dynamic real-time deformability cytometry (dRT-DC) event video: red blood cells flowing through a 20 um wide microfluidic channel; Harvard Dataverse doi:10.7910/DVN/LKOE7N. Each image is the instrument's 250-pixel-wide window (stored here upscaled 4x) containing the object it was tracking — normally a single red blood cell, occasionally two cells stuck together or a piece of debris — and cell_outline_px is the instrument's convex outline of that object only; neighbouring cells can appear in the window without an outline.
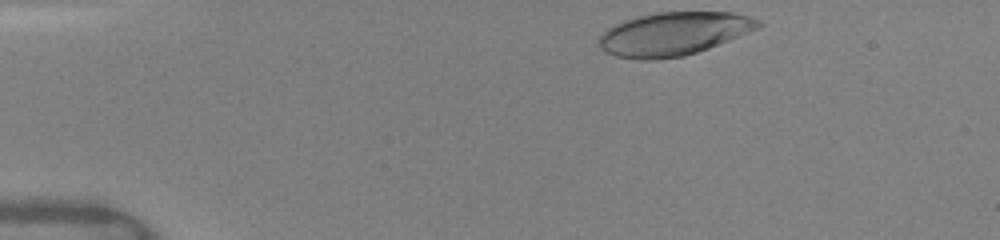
{"species": "human", "species_latin": "Homo sapiens", "temperature_condition": "warm", "stored_images_in_passage": 35, "camera_frame_rate_fps": 3000, "um_per_image_px": 0.085, "donor": {"sex": "female"}, "frame": {"image": 1, "passage_image": 1, "time_ms": 0.0, "image_size_px": [1000, 240], "cell_outline_px": [[764, 24], [760, 28], [708, 48], [684, 56], [652, 60], [640, 60], [616, 56], [604, 52], [596, 44], [596, 40], [608, 28], [624, 20], [640, 16], [660, 12], [732, 12], [748, 16], [760, 20]], "centroid_in_image_um": [57.24, 2.88], "position_along_channel_um": 27.8, "area_um2": 40.29}}
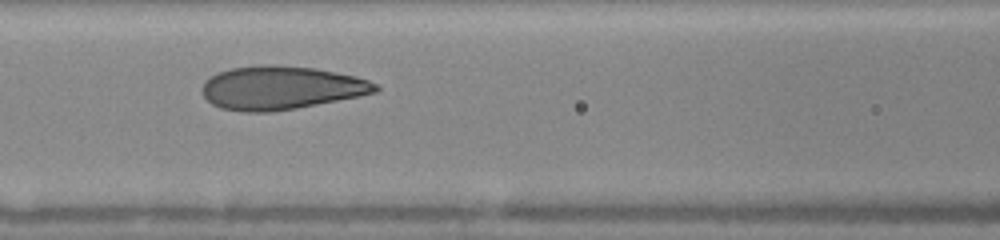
{"frame": {"image": 2, "passage_image": 15, "time_ms": 4.667, "image_size_px": [1000, 240], "cell_outline_px": [[380, 88], [376, 92], [360, 96], [296, 108], [268, 112], [244, 112], [220, 108], [212, 104], [204, 96], [200, 88], [204, 80], [220, 72], [232, 68], [268, 64], [272, 64], [316, 68], [356, 76], [368, 80], [376, 84]], "centroid_in_image_um": [23.88, 7.46], "position_along_channel_um": 142.7, "area_um2": 43.87}}
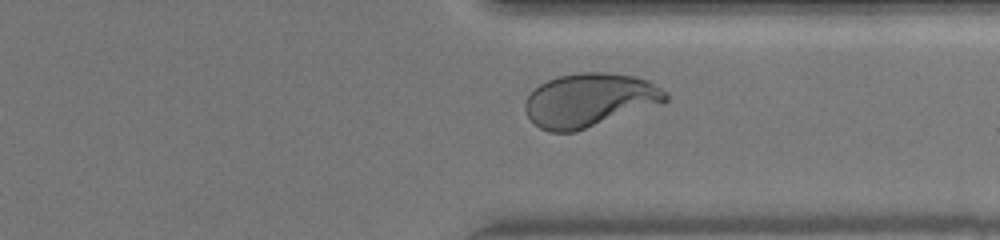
{"frame": {"image": 3, "passage_image": 31, "time_ms": 10.0, "image_size_px": [1000, 240], "cell_outline_px": [[668, 100], [660, 104], [576, 132], [548, 132], [540, 128], [528, 116], [524, 108], [524, 104], [528, 96], [540, 84], [548, 80], [560, 76], [580, 72], [604, 72], [632, 76], [648, 80], [660, 88], [668, 96]], "centroid_in_image_um": [50.1, 8.52], "position_along_channel_um": 361.3, "area_um2": 43.58}, "authors_computed_cell_mechanics": {"area_um2": 42.8876, "velocity_mm_per_s": 4.1037, "shape_relaxation_time_tau1_ms": 4.9384, "shape_relaxation_time_tau2_ms": null, "deformation_change_tau1": 0.2179, "deformation_change_tau2": null}}